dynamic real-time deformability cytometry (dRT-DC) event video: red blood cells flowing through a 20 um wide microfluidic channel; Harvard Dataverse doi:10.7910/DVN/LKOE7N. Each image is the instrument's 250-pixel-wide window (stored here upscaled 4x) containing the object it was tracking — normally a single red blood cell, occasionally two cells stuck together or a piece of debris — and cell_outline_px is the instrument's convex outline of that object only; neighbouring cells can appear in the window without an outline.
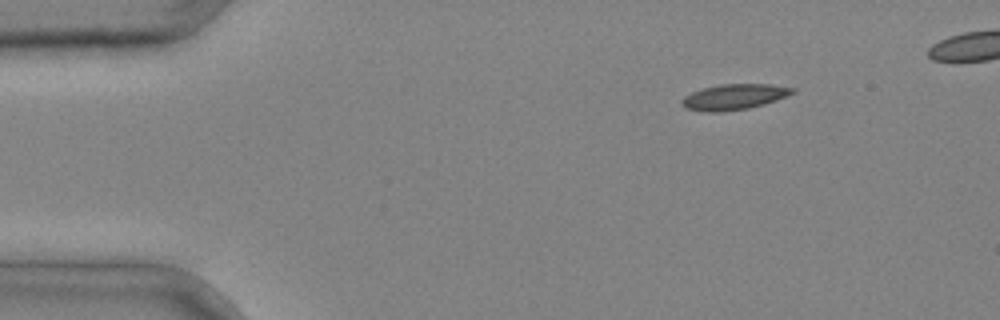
{"species": "common noctule bat (a hibernating species)", "species_latin": "Nyctalus noctula", "temperature_condition": "cold", "stored_images_in_passage": 6, "camera_frame_rate_fps": 3000, "um_per_image_px": 0.085, "animal": {"sex": "male", "body_mass_g": 20.4}, "frame": {"image": 1, "passage_image": 1, "time_ms": 0.0, "image_size_px": [1000, 320], "cell_outline_px": [[796, 92], [776, 100], [764, 104], [748, 108], [720, 112], [704, 112], [684, 108], [680, 104], [680, 100], [684, 96], [692, 92], [704, 88], [720, 84], [772, 84], [796, 88]], "centroid_in_image_um": [62.38, 8.24], "position_along_channel_um": 22.6, "area_um2": 16.65}}